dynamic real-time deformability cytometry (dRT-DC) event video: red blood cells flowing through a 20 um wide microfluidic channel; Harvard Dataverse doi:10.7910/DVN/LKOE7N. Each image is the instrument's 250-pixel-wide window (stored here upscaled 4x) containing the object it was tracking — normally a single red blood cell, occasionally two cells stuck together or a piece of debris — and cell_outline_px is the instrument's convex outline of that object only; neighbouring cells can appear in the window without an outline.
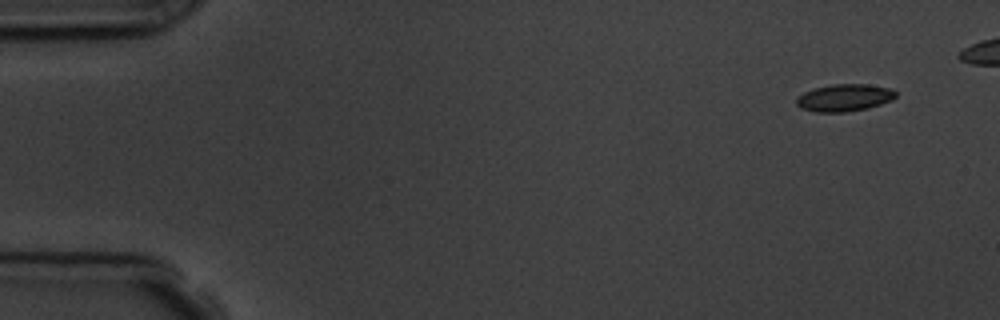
{"species": "common noctule bat (a hibernating species)", "species_latin": "Nyctalus noctula", "temperature_condition": "room temperature", "stored_images_in_passage": 5, "camera_frame_rate_fps": 3000, "um_per_image_px": 0.085, "animal": {"sex": "male", "body_mass_g": 19.5, "forearm_length_mm": 54.6}, "frame": {"image": 1, "passage_image": 1, "time_ms": 0.0, "image_size_px": [1000, 320], "cell_outline_px": [[896, 96], [892, 100], [868, 108], [844, 112], [816, 112], [800, 108], [796, 104], [796, 100], [804, 92], [816, 88], [832, 84], [868, 84], [892, 88], [896, 92]], "centroid_in_image_um": [71.8, 8.3], "position_along_channel_um": 13.2, "area_um2": 15.72}}